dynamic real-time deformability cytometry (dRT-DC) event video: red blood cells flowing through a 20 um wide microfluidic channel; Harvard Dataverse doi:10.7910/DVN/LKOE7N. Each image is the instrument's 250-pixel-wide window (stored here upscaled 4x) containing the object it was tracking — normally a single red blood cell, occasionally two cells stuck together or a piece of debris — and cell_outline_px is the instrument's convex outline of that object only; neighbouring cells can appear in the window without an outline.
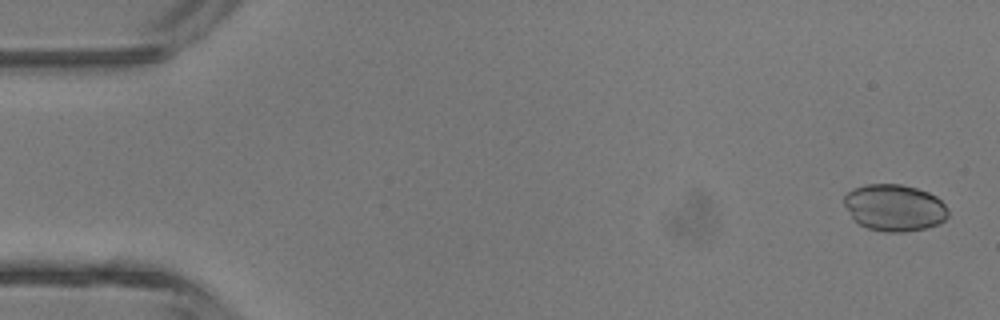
{"species": "common noctule bat (a hibernating species)", "species_latin": "Nyctalus noctula", "temperature_condition": "room temperature", "stored_images_in_passage": 5, "camera_frame_rate_fps": 3000, "um_per_image_px": 0.085, "animal": {"sex": "male", "body_mass_g": 13.3}, "frame": {"image": 1, "passage_image": 1, "time_ms": 0.0, "image_size_px": [1000, 320], "cell_outline_px": [[948, 216], [944, 220], [928, 228], [904, 232], [884, 232], [868, 228], [852, 220], [844, 204], [844, 196], [852, 188], [864, 184], [900, 184], [916, 188], [928, 192], [936, 196], [944, 204], [948, 212]], "centroid_in_image_um": [75.99, 17.65], "position_along_channel_um": 9.0, "area_um2": 28.5}}
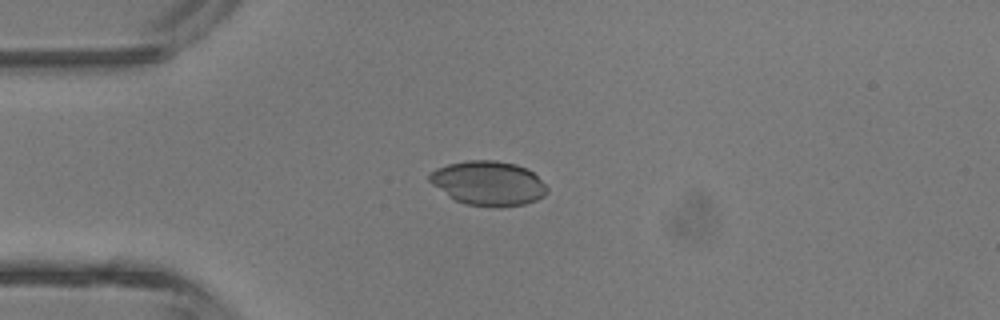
{"frame": {"image": 2, "passage_image": 4, "time_ms": 3.333, "image_size_px": [1000, 320], "cell_outline_px": [[548, 192], [544, 196], [536, 200], [524, 204], [500, 208], [496, 208], [464, 204], [448, 196], [432, 184], [428, 180], [428, 176], [436, 168], [448, 164], [468, 160], [496, 160], [516, 164], [532, 172], [548, 188]], "centroid_in_image_um": [41.5, 15.59], "position_along_channel_um": 43.5, "area_um2": 30.52}}